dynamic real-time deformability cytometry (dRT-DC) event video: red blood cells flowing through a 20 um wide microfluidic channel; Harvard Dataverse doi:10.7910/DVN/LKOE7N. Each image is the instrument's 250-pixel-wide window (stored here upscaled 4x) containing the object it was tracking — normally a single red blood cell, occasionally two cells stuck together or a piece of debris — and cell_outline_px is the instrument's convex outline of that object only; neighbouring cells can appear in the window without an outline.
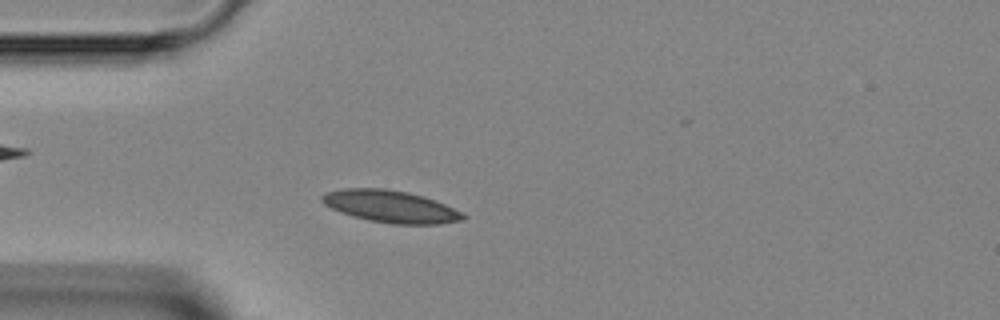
{"species": "Egyptian fruit bat (a non-hibernating species)", "species_latin": "Rousettus aegyptiacus", "temperature_condition": "room temperature", "stored_images_in_passage": 44, "camera_frame_rate_fps": 3000, "um_per_image_px": 0.085, "animal": {"sex": "female"}, "frame": {"image": 1, "passage_image": 10, "time_ms": 3.0, "image_size_px": [1000, 320], "cell_outline_px": [[468, 216], [464, 220], [440, 224], [392, 224], [368, 220], [352, 216], [340, 212], [324, 204], [320, 200], [320, 196], [324, 192], [344, 188], [384, 188], [408, 192], [424, 196], [436, 200], [464, 212]], "centroid_in_image_um": [33.23, 17.55], "position_along_channel_um": 51.8, "area_um2": 26.82}}
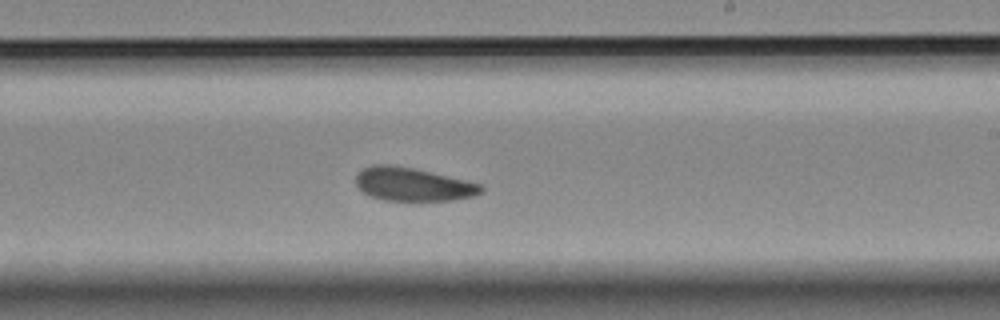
{"frame": {"image": 2, "passage_image": 25, "time_ms": 8.0, "image_size_px": [1000, 320], "cell_outline_px": [[484, 188], [476, 196], [452, 200], [384, 200], [368, 196], [356, 184], [356, 176], [364, 168], [372, 164], [392, 164], [416, 168], [480, 184]], "centroid_in_image_um": [35.08, 15.66], "position_along_channel_um": 253.9, "area_um2": 24.28}}
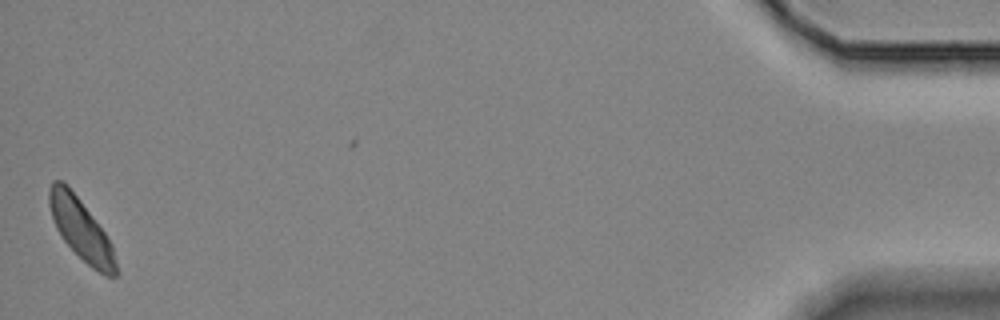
{"frame": {"image": 3, "passage_image": 44, "time_ms": 14.333, "image_size_px": [1000, 320], "cell_outline_px": [[120, 272], [116, 276], [104, 276], [92, 268], [64, 240], [56, 228], [48, 204], [48, 188], [52, 180], [60, 180], [80, 200], [104, 232], [112, 244]], "centroid_in_image_um": [6.91, 19.54], "position_along_channel_um": 428.3, "area_um2": 23.52}}